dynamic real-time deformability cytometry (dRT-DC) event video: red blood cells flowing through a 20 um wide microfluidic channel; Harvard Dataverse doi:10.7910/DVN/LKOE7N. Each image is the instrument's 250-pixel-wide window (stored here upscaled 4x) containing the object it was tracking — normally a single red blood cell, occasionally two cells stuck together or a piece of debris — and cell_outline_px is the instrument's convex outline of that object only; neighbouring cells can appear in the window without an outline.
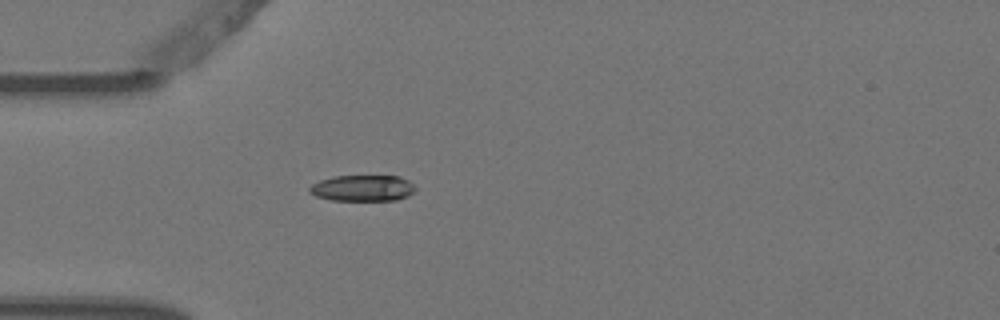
{"species": "Egyptian fruit bat (a non-hibernating species)", "species_latin": "Rousettus aegyptiacus", "temperature_condition": "warm", "stored_images_in_passage": 1, "camera_frame_rate_fps": 3000, "um_per_image_px": 0.085, "animal": {"sex": "female"}, "frame": {"image": 1, "passage_image": 1, "time_ms": 0.0, "image_size_px": [1000, 320], "cell_outline_px": [[416, 188], [408, 196], [396, 200], [332, 200], [316, 196], [308, 192], [308, 188], [312, 184], [320, 180], [332, 176], [400, 176], [408, 180]], "centroid_in_image_um": [30.8, 15.98], "position_along_channel_um": 54.2, "area_um2": 16.13}}